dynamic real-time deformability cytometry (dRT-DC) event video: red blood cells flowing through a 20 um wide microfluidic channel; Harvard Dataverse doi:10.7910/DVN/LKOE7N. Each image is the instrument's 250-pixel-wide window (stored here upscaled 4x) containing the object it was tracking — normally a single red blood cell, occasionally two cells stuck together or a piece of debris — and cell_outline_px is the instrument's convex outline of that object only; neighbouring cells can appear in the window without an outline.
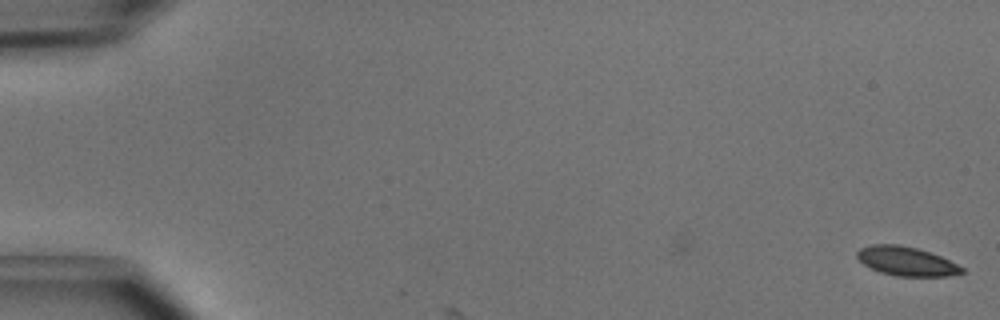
{"species": "common noctule bat (a hibernating species)", "species_latin": "Nyctalus noctula", "temperature_condition": "cold", "stored_images_in_passage": 5, "camera_frame_rate_fps": 3000, "um_per_image_px": 0.085, "animal": {"sex": "male", "body_mass_g": 15.6}, "frame": {"image": 1, "passage_image": 5, "time_ms": 1.333, "image_size_px": [1000, 320], "cell_outline_px": [[964, 272], [944, 276], [896, 276], [880, 272], [864, 264], [856, 256], [856, 252], [860, 248], [872, 244], [900, 244], [916, 248], [940, 256], [964, 268]], "centroid_in_image_um": [77.0, 22.19], "position_along_channel_um": 8.0, "area_um2": 17.51}}